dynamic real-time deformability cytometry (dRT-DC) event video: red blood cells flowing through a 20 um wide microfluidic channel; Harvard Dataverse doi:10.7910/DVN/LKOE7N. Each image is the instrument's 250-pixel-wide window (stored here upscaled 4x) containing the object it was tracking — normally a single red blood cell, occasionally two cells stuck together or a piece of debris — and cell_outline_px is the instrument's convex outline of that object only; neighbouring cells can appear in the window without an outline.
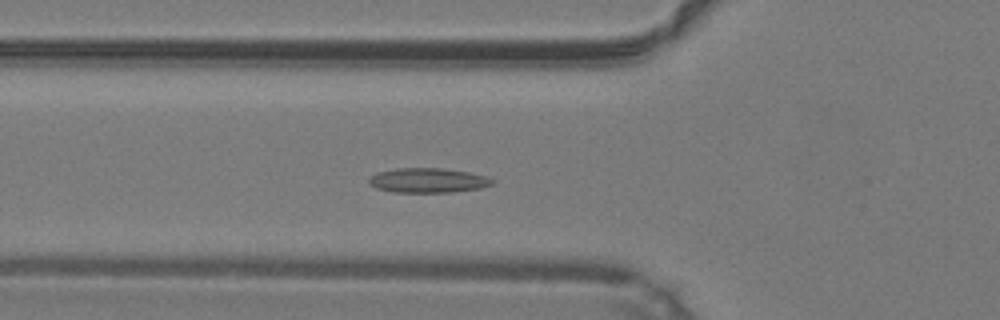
{"species": "common noctule bat (a hibernating species)", "species_latin": "Nyctalus noctula", "temperature_condition": "warm", "stored_images_in_passage": 45, "camera_frame_rate_fps": 3000, "um_per_image_px": 0.085, "animal": {"sex": "male", "body_mass_g": 19.2, "forearm_length_mm": 51.8}, "frame": {"image": 1, "passage_image": 14, "time_ms": 4.333, "image_size_px": [1000, 320], "cell_outline_px": [[496, 180], [492, 184], [480, 188], [452, 192], [392, 192], [376, 188], [368, 184], [368, 180], [376, 172], [396, 168], [440, 168], [468, 172], [488, 176]], "centroid_in_image_um": [36.37, 15.33], "position_along_channel_um": 89.4, "area_um2": 17.8}}
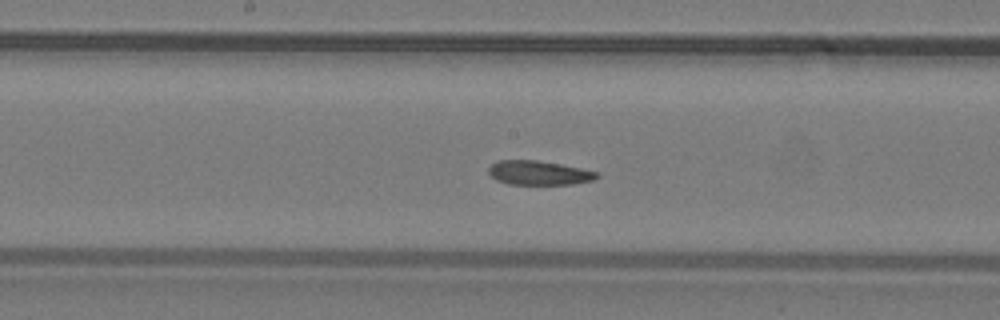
{"frame": {"image": 2, "passage_image": 22, "time_ms": 7.0, "image_size_px": [1000, 320], "cell_outline_px": [[600, 176], [592, 180], [572, 184], [508, 184], [496, 180], [488, 172], [488, 168], [496, 160], [536, 160], [560, 164], [600, 172]], "centroid_in_image_um": [45.8, 14.69], "position_along_channel_um": 202.4, "area_um2": 15.26}}
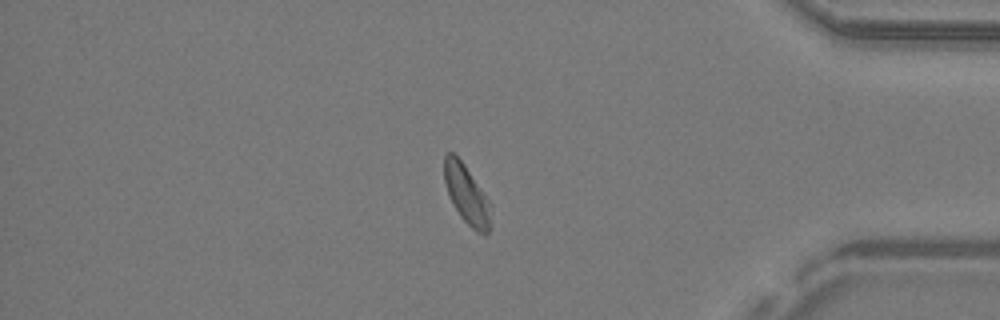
{"frame": {"image": 3, "passage_image": 38, "time_ms": 12.333, "image_size_px": [1000, 320], "cell_outline_px": [[492, 204], [488, 232], [476, 232], [460, 216], [452, 204], [444, 180], [444, 156], [448, 152], [452, 152], [464, 164]], "centroid_in_image_um": [39.66, 16.52], "position_along_channel_um": 395.5, "area_um2": 15.78}, "authors_computed_cell_mechanics": {"area_um2": 16.473, "velocity_mm_per_s": 4.208, "shape_relaxation_time_tau1_ms": 8.727, "shape_relaxation_time_tau2_ms": 4.8287, "deformation_change_tau1": 0.1531, "deformation_change_tau2": 0.1108}}